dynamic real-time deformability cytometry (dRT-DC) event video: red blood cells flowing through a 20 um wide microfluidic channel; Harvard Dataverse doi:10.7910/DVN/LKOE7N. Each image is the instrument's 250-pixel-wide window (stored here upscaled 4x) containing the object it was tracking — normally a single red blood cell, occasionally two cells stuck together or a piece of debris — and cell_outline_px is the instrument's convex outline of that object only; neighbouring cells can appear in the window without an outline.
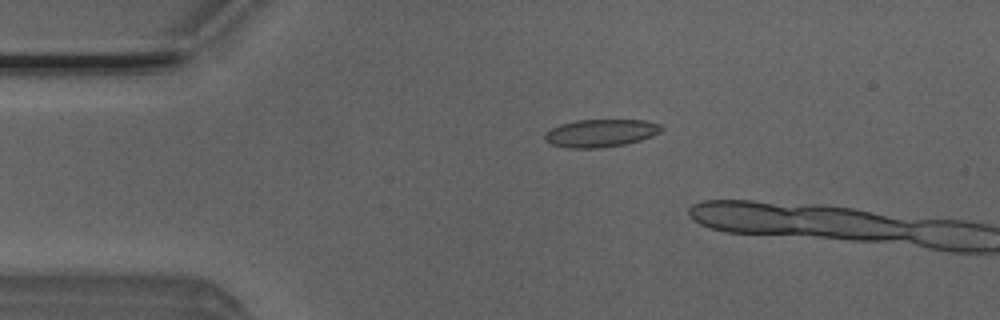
{"species": "Egyptian fruit bat (a non-hibernating species)", "species_latin": "Rousettus aegyptiacus", "temperature_condition": "room temperature", "stored_images_in_passage": 5, "camera_frame_rate_fps": 3000, "um_per_image_px": 0.085, "animal": {"sex": "male"}, "frame": {"image": 1, "passage_image": 3, "time_ms": 0.667, "image_size_px": [1000, 320], "cell_outline_px": [[664, 128], [660, 132], [652, 136], [640, 140], [624, 144], [600, 148], [568, 148], [552, 144], [544, 140], [544, 132], [560, 124], [576, 120], [644, 120], [660, 124]], "centroid_in_image_um": [51.04, 11.31], "position_along_channel_um": 34.0, "area_um2": 18.9}}